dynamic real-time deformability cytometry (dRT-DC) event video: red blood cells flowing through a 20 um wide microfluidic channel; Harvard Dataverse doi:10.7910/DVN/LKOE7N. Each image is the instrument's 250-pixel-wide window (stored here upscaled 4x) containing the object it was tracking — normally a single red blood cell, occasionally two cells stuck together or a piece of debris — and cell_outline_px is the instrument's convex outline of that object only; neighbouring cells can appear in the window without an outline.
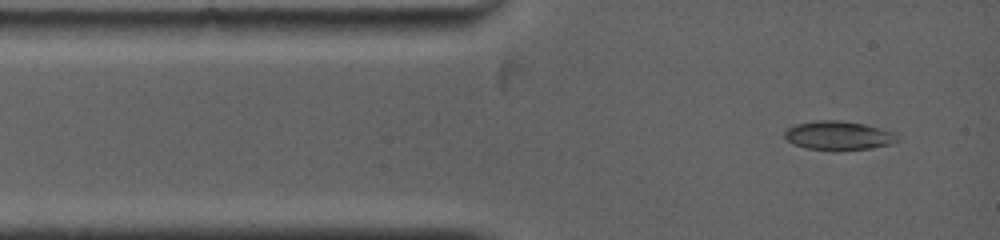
{"species": "common noctule bat (a hibernating species)", "species_latin": "Nyctalus noctula", "temperature_condition": "warm", "stored_images_in_passage": 3, "camera_frame_rate_fps": 5000, "um_per_image_px": 0.085, "animal": {"sex": "female", "body_mass_g": 19.0, "forearm_length_mm": 53.3}, "frame": {"image": 1, "passage_image": 1, "time_ms": 0.0, "image_size_px": [1000, 240], "cell_outline_px": [[900, 140], [888, 144], [872, 148], [836, 152], [832, 152], [808, 148], [792, 144], [784, 136], [784, 132], [788, 128], [796, 124], [816, 120], [840, 120], [864, 124], [892, 132]], "centroid_in_image_um": [71.23, 11.54], "position_along_channel_um": 13.8, "area_um2": 19.19}}
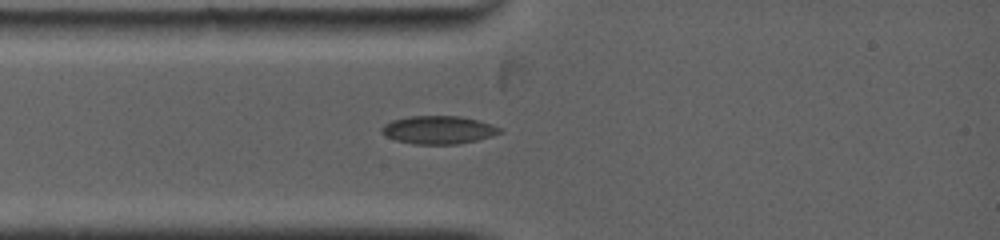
{"frame": {"image": 2, "passage_image": 3, "time_ms": 1.6, "image_size_px": [1000, 240], "cell_outline_px": [[504, 132], [492, 136], [476, 140], [456, 144], [412, 144], [396, 140], [380, 132], [380, 128], [384, 124], [392, 120], [408, 116], [460, 116], [480, 120], [492, 124], [500, 128]], "centroid_in_image_um": [37.28, 11.03], "position_along_channel_um": 47.7, "area_um2": 19.42}}